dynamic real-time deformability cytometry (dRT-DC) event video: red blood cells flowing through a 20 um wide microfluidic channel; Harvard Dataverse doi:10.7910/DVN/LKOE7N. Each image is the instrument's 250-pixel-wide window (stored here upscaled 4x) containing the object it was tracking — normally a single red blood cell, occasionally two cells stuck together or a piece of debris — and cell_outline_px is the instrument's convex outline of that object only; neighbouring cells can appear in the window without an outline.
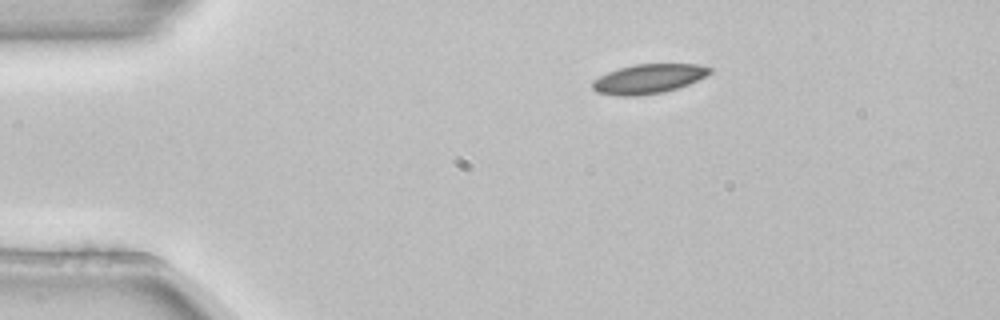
{"species": "common noctule bat (a hibernating species)", "species_latin": "Nyctalus noctula", "temperature_condition": "room temperature", "stored_images_in_passage": 3, "camera_frame_rate_fps": 3000, "um_per_image_px": 0.085, "animal": {"sex": "female", "body_mass_g": 22.7, "forearm_length_mm": 54.2}, "frame": {"image": 1, "passage_image": 1, "time_ms": 0.0, "image_size_px": [1000, 320], "cell_outline_px": [[712, 72], [708, 76], [688, 84], [664, 92], [636, 96], [620, 96], [596, 92], [592, 88], [592, 80], [608, 72], [620, 68], [636, 64], [696, 64], [712, 68]], "centroid_in_image_um": [55.13, 6.7], "position_along_channel_um": 29.9, "area_um2": 20.11}}